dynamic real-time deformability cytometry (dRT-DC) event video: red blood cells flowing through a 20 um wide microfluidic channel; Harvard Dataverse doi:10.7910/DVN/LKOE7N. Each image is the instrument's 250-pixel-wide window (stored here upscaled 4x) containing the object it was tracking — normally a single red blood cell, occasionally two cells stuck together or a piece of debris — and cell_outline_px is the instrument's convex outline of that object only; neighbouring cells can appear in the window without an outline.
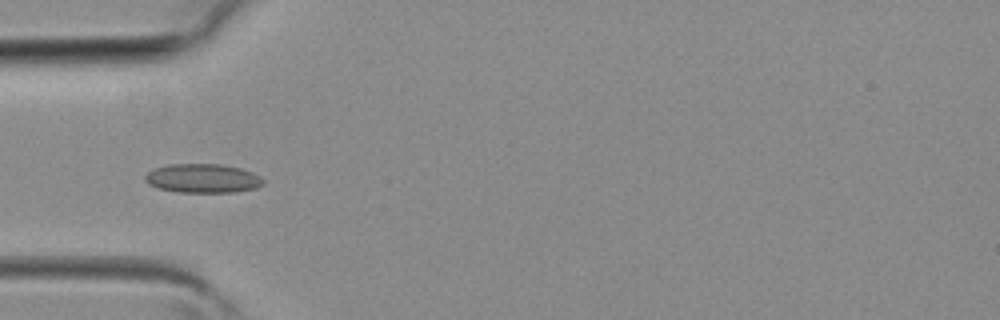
{"species": "common noctule bat (a hibernating species)", "species_latin": "Nyctalus noctula", "temperature_condition": "room temperature", "stored_images_in_passage": 40, "camera_frame_rate_fps": 3000, "um_per_image_px": 0.085, "animal": {"sex": "female", "body_mass_g": 19.3, "forearm_length_mm": 54.1}, "frame": {"image": 1, "passage_image": 12, "time_ms": 3.667, "image_size_px": [1000, 320], "cell_outline_px": [[264, 184], [256, 188], [236, 192], [176, 192], [156, 188], [148, 184], [144, 180], [144, 176], [148, 172], [156, 168], [168, 164], [220, 164], [240, 168], [252, 172], [260, 176], [264, 180]], "centroid_in_image_um": [17.22, 15.17], "position_along_channel_um": 67.8, "area_um2": 20.11}}
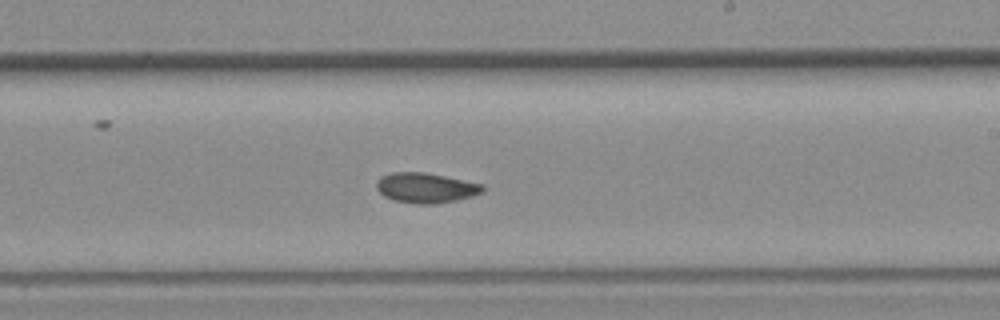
{"frame": {"image": 2, "passage_image": 23, "time_ms": 7.333, "image_size_px": [1000, 320], "cell_outline_px": [[484, 192], [472, 196], [456, 200], [436, 204], [416, 204], [392, 200], [384, 196], [376, 188], [376, 180], [380, 176], [392, 172], [424, 172], [484, 184]], "centroid_in_image_um": [36.17, 15.97], "position_along_channel_um": 252.8, "area_um2": 18.79}}
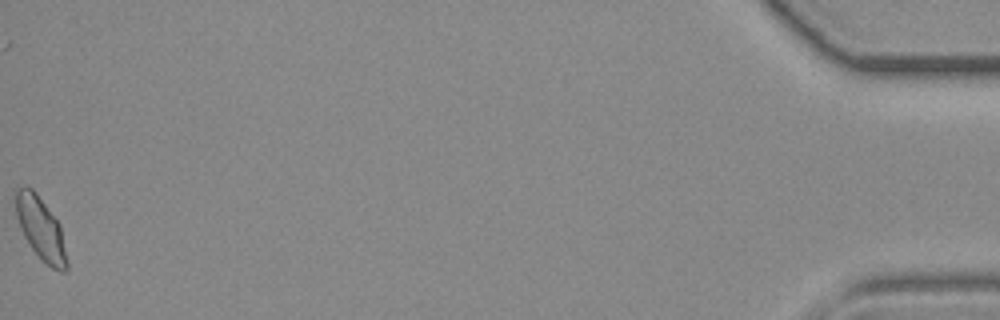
{"frame": {"image": 3, "passage_image": 40, "time_ms": 13.0, "image_size_px": [1000, 320], "cell_outline_px": [[68, 268], [64, 272], [60, 272], [52, 268], [32, 248], [24, 236], [20, 228], [16, 216], [12, 196], [16, 188], [24, 184], [32, 188], [36, 192], [60, 224], [68, 264]], "centroid_in_image_um": [3.41, 19.34], "position_along_channel_um": 431.8, "area_um2": 18.9}}